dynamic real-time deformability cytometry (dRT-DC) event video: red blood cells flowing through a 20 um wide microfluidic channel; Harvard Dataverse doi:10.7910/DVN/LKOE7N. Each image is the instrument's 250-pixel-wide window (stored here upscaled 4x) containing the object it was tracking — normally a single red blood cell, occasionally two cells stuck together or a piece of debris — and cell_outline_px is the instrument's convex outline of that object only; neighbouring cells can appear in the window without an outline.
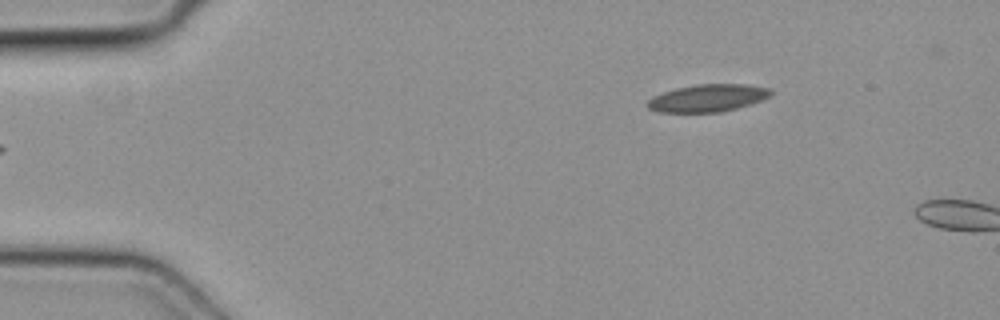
{"species": "common noctule bat (a hibernating species)", "species_latin": "Nyctalus noctula", "temperature_condition": "cold", "stored_images_in_passage": 3, "camera_frame_rate_fps": 3000, "um_per_image_px": 0.085, "animal": {"sex": "female", "body_mass_g": 19.3, "forearm_length_mm": 54.1}, "frame": {"image": 1, "passage_image": 3, "time_ms": 0.667, "image_size_px": [1000, 320], "cell_outline_px": [[772, 92], [768, 96], [760, 100], [736, 108], [720, 112], [656, 112], [648, 108], [644, 104], [652, 96], [676, 88], [696, 84], [744, 84], [768, 88]], "centroid_in_image_um": [60.07, 8.33], "position_along_channel_um": 24.9, "area_um2": 19.54}}